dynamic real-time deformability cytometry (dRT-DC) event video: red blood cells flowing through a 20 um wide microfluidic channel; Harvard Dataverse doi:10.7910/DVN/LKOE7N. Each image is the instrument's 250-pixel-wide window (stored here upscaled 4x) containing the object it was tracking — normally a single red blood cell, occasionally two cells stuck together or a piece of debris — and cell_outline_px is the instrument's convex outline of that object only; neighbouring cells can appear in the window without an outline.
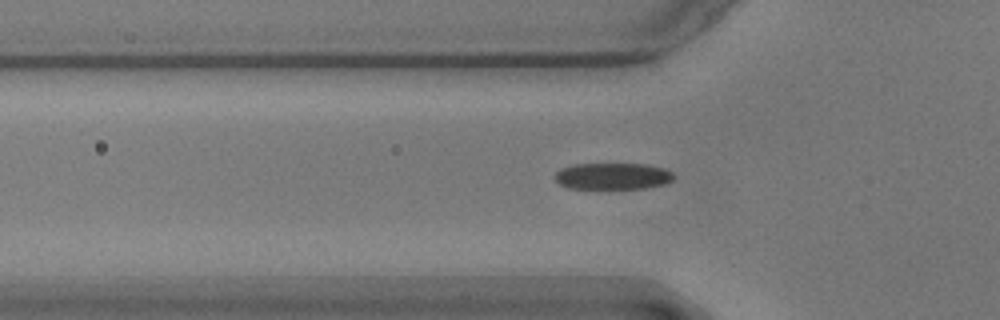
{"species": "common noctule bat (a hibernating species)", "species_latin": "Nyctalus noctula", "temperature_condition": "warm", "stored_images_in_passage": 41, "camera_frame_rate_fps": 3000, "um_per_image_px": 0.085, "animal": {"sex": "male", "body_mass_g": 17.9}, "frame": {"image": 1, "passage_image": 5, "time_ms": 1.333, "image_size_px": [1000, 320], "cell_outline_px": [[676, 176], [672, 180], [664, 184], [644, 188], [568, 188], [560, 184], [556, 180], [556, 172], [560, 168], [572, 164], [644, 164], [664, 168], [672, 172]], "centroid_in_image_um": [52.09, 14.96], "position_along_channel_um": 73.7, "area_um2": 18.32}}
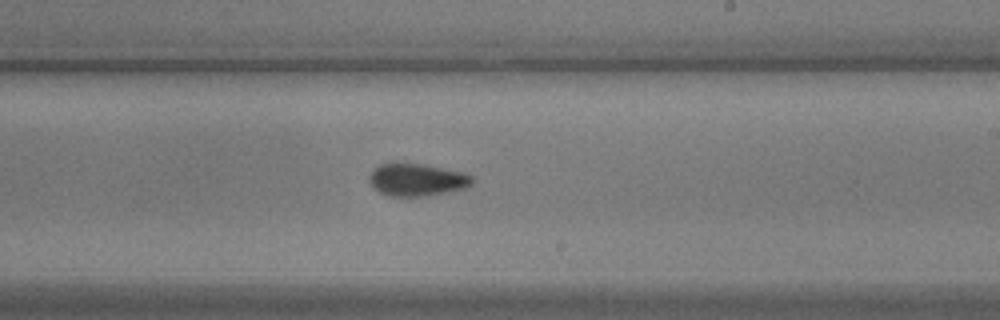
{"frame": {"image": 2, "passage_image": 20, "time_ms": 6.333, "image_size_px": [1000, 320], "cell_outline_px": [[472, 184], [464, 188], [428, 196], [388, 196], [372, 188], [368, 180], [368, 176], [372, 168], [380, 164], [420, 164], [464, 172], [472, 176]], "centroid_in_image_um": [35.38, 15.29], "position_along_channel_um": 253.6, "area_um2": 19.42}}
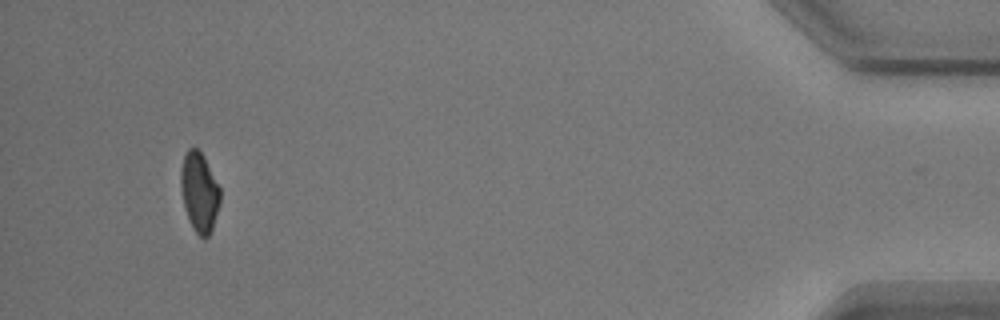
{"frame": {"image": 3, "passage_image": 40, "time_ms": 13.0, "image_size_px": [1000, 320], "cell_outline_px": [[220, 200], [212, 228], [208, 236], [204, 240], [192, 228], [188, 220], [184, 208], [180, 188], [180, 172], [184, 152], [188, 148], [196, 148], [204, 156], [220, 188]], "centroid_in_image_um": [16.91, 16.32], "position_along_channel_um": 418.3, "area_um2": 18.38}, "authors_computed_cell_mechanics": {"area_um2": 19.2474, "velocity_mm_per_s": 3.5808, "shape_relaxation_time_tau1_ms": 4.2552, "shape_relaxation_time_tau2_ms": 2.6513, "deformation_change_tau1": 0.1197, "deformation_change_tau2": 0.0604}}